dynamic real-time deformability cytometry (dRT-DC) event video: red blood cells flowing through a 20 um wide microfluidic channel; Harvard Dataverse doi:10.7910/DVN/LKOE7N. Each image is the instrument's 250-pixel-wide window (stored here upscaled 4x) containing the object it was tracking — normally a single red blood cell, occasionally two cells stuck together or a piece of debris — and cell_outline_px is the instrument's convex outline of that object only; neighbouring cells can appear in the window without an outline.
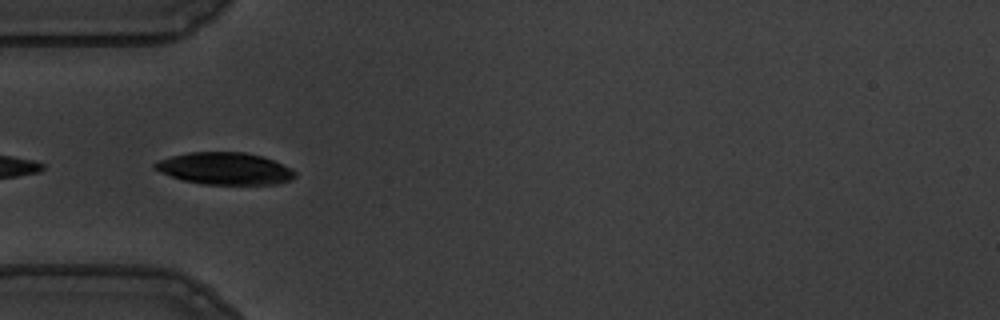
{"species": "common noctule bat (a hibernating species)", "species_latin": "Nyctalus noctula", "temperature_condition": "warm", "stored_images_in_passage": 19, "camera_frame_rate_fps": 3000, "um_per_image_px": 0.085, "animal": {"sex": "male", "body_mass_g": 19.5, "forearm_length_mm": 54.6}, "frame": {"image": 1, "passage_image": 4, "time_ms": 1.0, "image_size_px": [1000, 320], "cell_outline_px": [[296, 176], [292, 180], [276, 184], [204, 184], [184, 180], [160, 172], [152, 168], [152, 164], [156, 160], [188, 152], [244, 152], [264, 156], [292, 168], [296, 172]], "centroid_in_image_um": [19.12, 14.32], "position_along_channel_um": 65.9, "area_um2": 26.36}}